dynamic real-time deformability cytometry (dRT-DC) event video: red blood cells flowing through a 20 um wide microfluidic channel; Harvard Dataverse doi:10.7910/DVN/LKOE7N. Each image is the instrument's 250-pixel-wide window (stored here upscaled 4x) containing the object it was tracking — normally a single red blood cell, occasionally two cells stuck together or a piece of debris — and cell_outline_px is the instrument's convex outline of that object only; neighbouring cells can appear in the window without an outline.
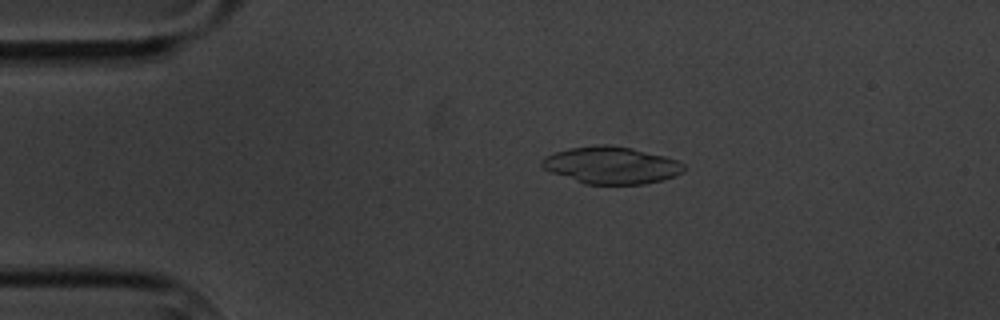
{"species": "common noctule bat (a hibernating species)", "species_latin": "Nyctalus noctula", "temperature_condition": "cold", "stored_images_in_passage": 3, "camera_frame_rate_fps": 3000, "um_per_image_px": 0.085, "animal": {"sex": "male", "body_mass_g": 20.1, "forearm_length_mm": 53.5}, "frame": {"image": 1, "passage_image": 2, "time_ms": 2.0, "image_size_px": [1000, 320], "cell_outline_px": [[684, 172], [664, 180], [644, 184], [584, 184], [552, 172], [544, 168], [540, 164], [540, 160], [544, 156], [568, 148], [596, 144], [608, 144], [632, 148], [664, 156], [676, 160], [684, 164]], "centroid_in_image_um": [51.95, 14.04], "position_along_channel_um": 33.0, "area_um2": 30.81}}